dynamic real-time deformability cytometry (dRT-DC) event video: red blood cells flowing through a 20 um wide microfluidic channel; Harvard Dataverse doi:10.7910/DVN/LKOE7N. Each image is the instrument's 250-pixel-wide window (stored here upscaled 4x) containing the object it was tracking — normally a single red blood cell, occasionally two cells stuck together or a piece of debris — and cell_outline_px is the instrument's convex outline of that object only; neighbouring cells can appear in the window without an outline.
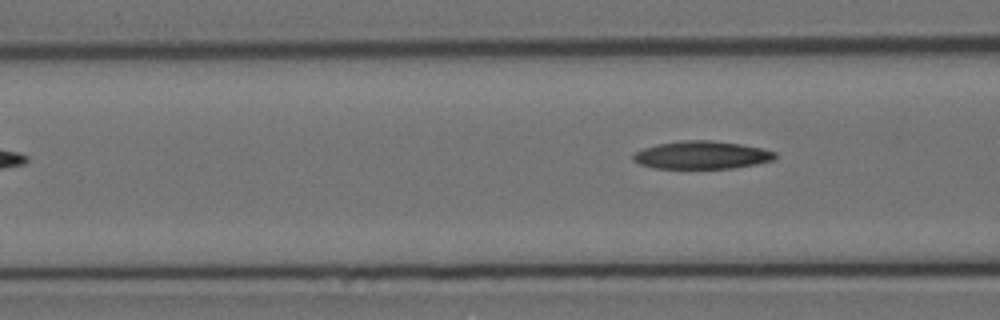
{"species": "Egyptian fruit bat (a non-hibernating species)", "species_latin": "Rousettus aegyptiacus", "temperature_condition": "cold", "stored_images_in_passage": 7, "segment_of_instrument_passage": [2, 2], "camera_frame_rate_fps": 3000, "um_per_image_px": 0.085, "animal": {"sex": "female"}, "frame": {"image": 1, "passage_image": 7, "time_ms": 8.333, "image_size_px": [1000, 320], "cell_outline_px": [[776, 156], [772, 160], [756, 164], [732, 168], [652, 168], [640, 164], [632, 160], [632, 156], [636, 152], [644, 148], [656, 144], [684, 140], [712, 140], [740, 144], [760, 148], [776, 152]], "centroid_in_image_um": [59.62, 13.18], "position_along_channel_um": 107.0, "area_um2": 22.95}}